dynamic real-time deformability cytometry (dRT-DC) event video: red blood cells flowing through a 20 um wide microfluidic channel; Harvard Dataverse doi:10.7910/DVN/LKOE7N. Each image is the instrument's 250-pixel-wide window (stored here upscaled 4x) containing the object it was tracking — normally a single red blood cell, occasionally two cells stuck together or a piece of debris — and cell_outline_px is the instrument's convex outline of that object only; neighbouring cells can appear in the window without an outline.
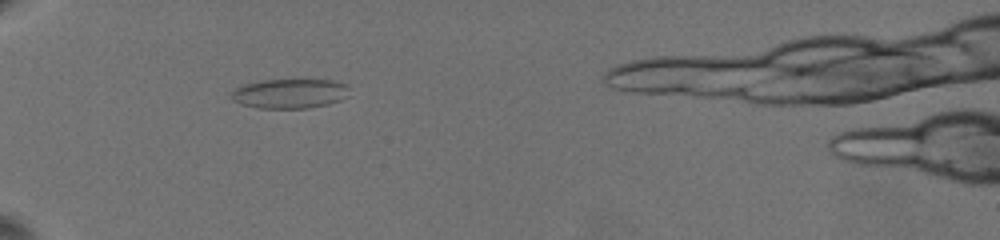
{"species": "common noctule bat (a hibernating species)", "species_latin": "Nyctalus noctula", "temperature_condition": "warm", "stored_images_in_passage": 48, "camera_frame_rate_fps": 3000, "um_per_image_px": 0.085, "animal": {"sex": "female", "body_mass_g": 19.5, "forearm_length_mm": 54.1}, "frame": {"image": 1, "passage_image": 1, "time_ms": 0.0, "image_size_px": [1000, 240], "cell_outline_px": [[348, 96], [340, 100], [328, 104], [308, 108], [260, 108], [240, 104], [232, 100], [228, 96], [236, 88], [244, 84], [260, 80], [332, 80], [344, 84]], "centroid_in_image_um": [24.56, 7.96], "position_along_channel_um": 60.4, "area_um2": 20.23}}
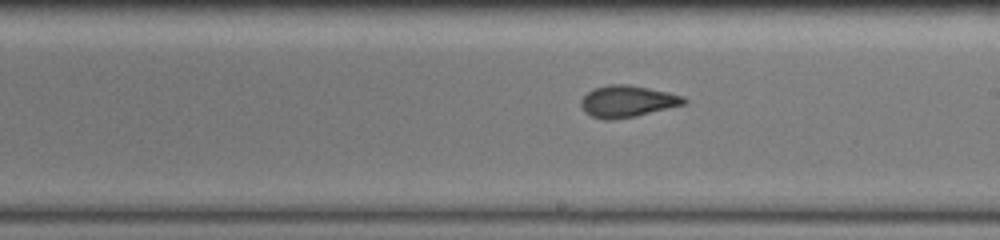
{"frame": {"image": 2, "passage_image": 21, "time_ms": 5.333, "image_size_px": [1000, 240], "cell_outline_px": [[688, 100], [684, 104], [636, 116], [612, 120], [604, 120], [592, 116], [584, 112], [580, 104], [580, 100], [588, 92], [596, 88], [608, 84], [628, 84], [668, 92], [684, 96]], "centroid_in_image_um": [53.31, 8.62], "position_along_channel_um": 235.7, "area_um2": 18.96}}
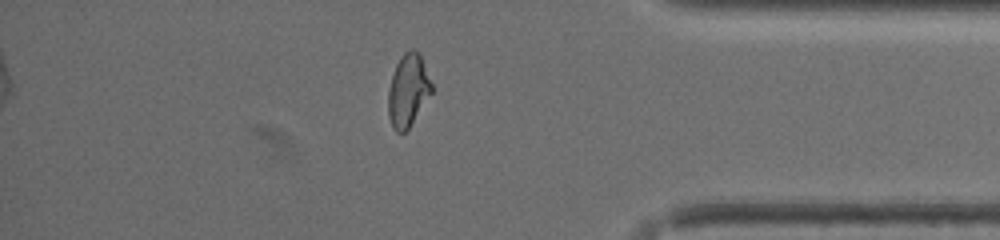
{"frame": {"image": 3, "passage_image": 39, "time_ms": 10.333, "image_size_px": [1000, 240], "cell_outline_px": [[432, 92], [408, 128], [404, 132], [396, 132], [392, 128], [388, 116], [388, 92], [392, 76], [396, 64], [400, 56], [404, 52], [412, 48], [420, 52], [432, 84]], "centroid_in_image_um": [34.68, 7.65], "position_along_channel_um": 400.5, "area_um2": 18.32}}